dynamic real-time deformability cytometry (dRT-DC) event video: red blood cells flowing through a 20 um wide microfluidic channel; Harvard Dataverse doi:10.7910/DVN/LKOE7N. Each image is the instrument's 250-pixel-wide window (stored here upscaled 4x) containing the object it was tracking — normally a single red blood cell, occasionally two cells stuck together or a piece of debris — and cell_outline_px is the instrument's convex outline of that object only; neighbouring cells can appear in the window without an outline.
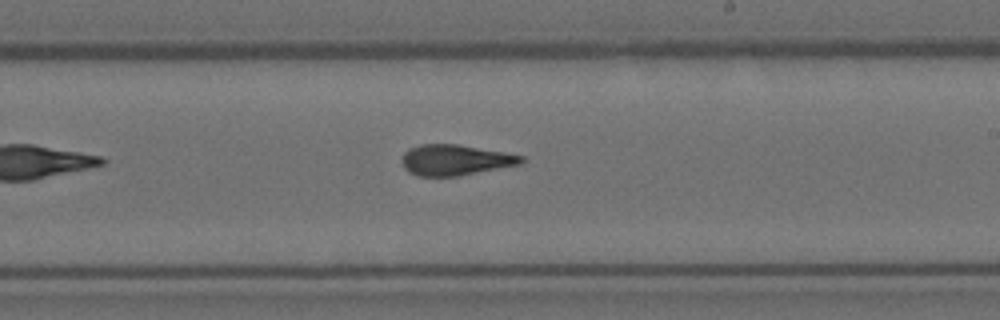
{"species": "Egyptian fruit bat (a non-hibernating species)", "species_latin": "Rousettus aegyptiacus", "temperature_condition": "room temperature", "stored_images_in_passage": 7, "camera_frame_rate_fps": 3000, "um_per_image_px": 0.085, "animal": {"sex": "female"}, "frame": {"image": 1, "passage_image": 7, "time_ms": 2.0, "image_size_px": [1000, 320], "cell_outline_px": [[524, 160], [520, 164], [460, 176], [416, 176], [408, 172], [404, 168], [400, 160], [404, 152], [408, 148], [420, 144], [456, 144], [504, 152], [524, 156]], "centroid_in_image_um": [38.64, 13.6], "position_along_channel_um": 250.4, "area_um2": 21.5}}